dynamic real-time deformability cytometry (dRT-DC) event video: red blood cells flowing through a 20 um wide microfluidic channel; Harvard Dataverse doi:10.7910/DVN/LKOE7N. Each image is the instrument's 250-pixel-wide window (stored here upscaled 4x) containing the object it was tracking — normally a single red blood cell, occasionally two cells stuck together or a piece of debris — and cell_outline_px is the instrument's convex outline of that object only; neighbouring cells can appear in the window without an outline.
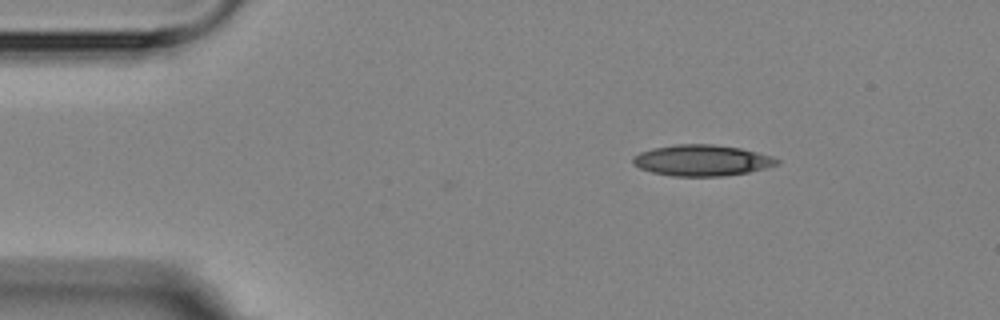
{"species": "Egyptian fruit bat (a non-hibernating species)", "species_latin": "Rousettus aegyptiacus", "temperature_condition": "room temperature", "stored_images_in_passage": 5, "camera_frame_rate_fps": 3000, "um_per_image_px": 0.085, "animal": {"sex": "female"}, "frame": {"image": 1, "passage_image": 3, "time_ms": 2.333, "image_size_px": [1000, 320], "cell_outline_px": [[780, 164], [768, 168], [748, 172], [724, 176], [672, 176], [652, 172], [640, 168], [632, 164], [632, 156], [640, 152], [652, 148], [676, 144], [712, 144], [740, 148], [772, 156], [780, 160]], "centroid_in_image_um": [59.66, 13.63], "position_along_channel_um": 25.3, "area_um2": 26.24}}